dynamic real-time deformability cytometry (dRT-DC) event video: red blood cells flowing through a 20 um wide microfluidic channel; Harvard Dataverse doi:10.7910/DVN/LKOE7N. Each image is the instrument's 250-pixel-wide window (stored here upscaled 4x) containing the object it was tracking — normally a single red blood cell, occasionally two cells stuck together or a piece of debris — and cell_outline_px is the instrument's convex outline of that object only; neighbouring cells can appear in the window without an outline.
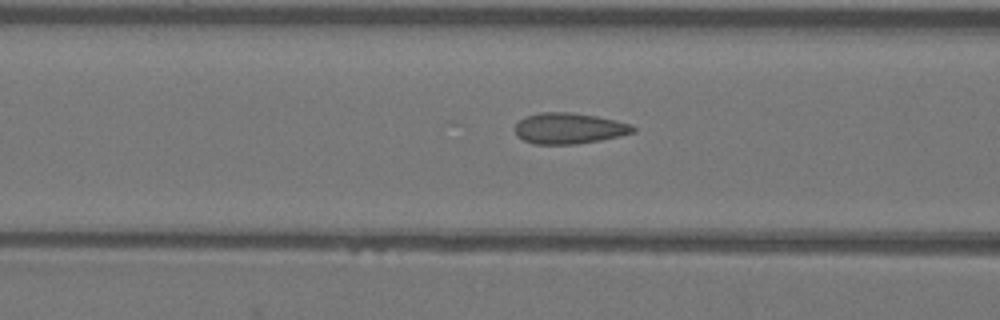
{"species": "Egyptian fruit bat (a non-hibernating species)", "species_latin": "Rousettus aegyptiacus", "temperature_condition": "warm", "stored_images_in_passage": 14, "camera_frame_rate_fps": 3000, "um_per_image_px": 0.085, "animal": {"sex": "female"}, "frame": {"image": 1, "passage_image": 12, "time_ms": 3.667, "image_size_px": [1000, 320], "cell_outline_px": [[636, 132], [620, 136], [600, 140], [576, 144], [532, 144], [516, 136], [516, 124], [520, 120], [528, 116], [540, 112], [572, 112], [596, 116], [616, 120], [632, 124], [636, 128]], "centroid_in_image_um": [48.4, 10.91], "position_along_channel_um": 118.2, "area_um2": 21.33}}